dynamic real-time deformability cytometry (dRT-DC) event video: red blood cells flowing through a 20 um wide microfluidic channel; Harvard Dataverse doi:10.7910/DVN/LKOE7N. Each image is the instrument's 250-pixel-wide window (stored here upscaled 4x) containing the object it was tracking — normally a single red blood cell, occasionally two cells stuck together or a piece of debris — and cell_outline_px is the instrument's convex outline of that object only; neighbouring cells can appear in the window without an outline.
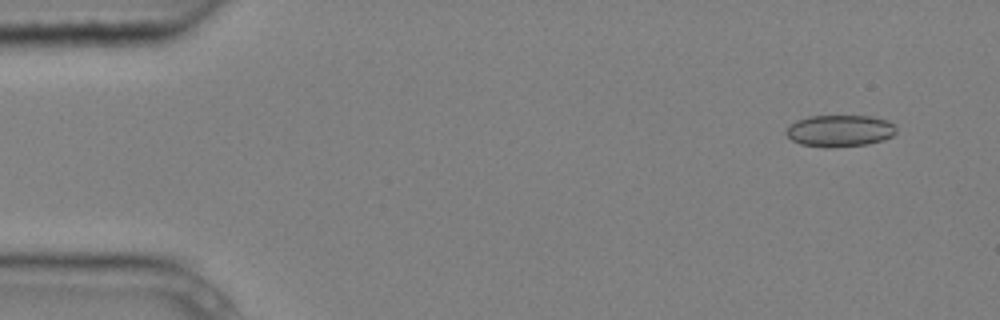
{"species": "common noctule bat (a hibernating species)", "species_latin": "Nyctalus noctula", "temperature_condition": "cold", "stored_images_in_passage": 7, "camera_frame_rate_fps": 3000, "um_per_image_px": 0.085, "animal": {"sex": "male", "body_mass_g": 20.4}, "frame": {"image": 1, "passage_image": 2, "time_ms": 0.333, "image_size_px": [1000, 320], "cell_outline_px": [[896, 132], [892, 136], [884, 140], [868, 144], [832, 148], [824, 148], [800, 144], [792, 140], [784, 132], [796, 120], [808, 116], [872, 116], [888, 120], [896, 128]], "centroid_in_image_um": [71.38, 11.13], "position_along_channel_um": 13.6, "area_um2": 20.58}}
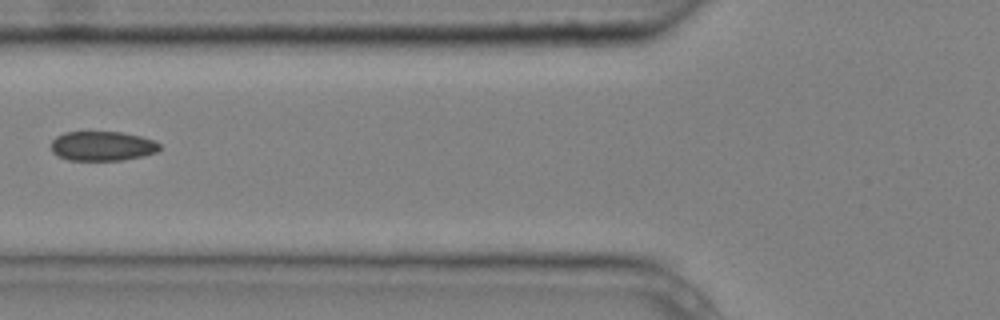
{"frame": {"image": 2, "passage_image": 6, "time_ms": 1.667, "image_size_px": [1000, 320], "cell_outline_px": [[160, 148], [156, 152], [144, 156], [120, 160], [68, 160], [52, 152], [52, 140], [56, 136], [64, 132], [120, 132], [140, 136], [152, 140], [160, 144]], "centroid_in_image_um": [8.69, 12.41], "position_along_channel_um": 117.1, "area_um2": 18.55}}
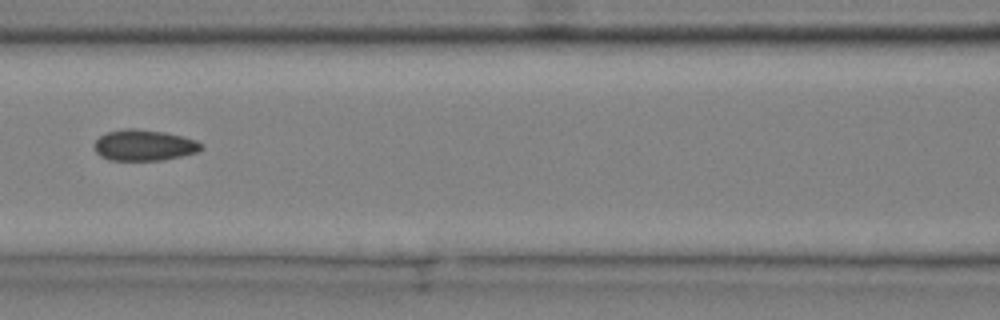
{"frame": {"image": 3, "passage_image": 7, "time_ms": 2.0, "image_size_px": [1000, 320], "cell_outline_px": [[204, 148], [196, 152], [180, 156], [160, 160], [108, 160], [100, 156], [96, 152], [96, 140], [100, 136], [108, 132], [124, 128], [136, 128], [164, 132], [184, 136], [196, 140], [204, 144]], "centroid_in_image_um": [12.27, 12.33], "position_along_channel_um": 154.3, "area_um2": 19.31}}